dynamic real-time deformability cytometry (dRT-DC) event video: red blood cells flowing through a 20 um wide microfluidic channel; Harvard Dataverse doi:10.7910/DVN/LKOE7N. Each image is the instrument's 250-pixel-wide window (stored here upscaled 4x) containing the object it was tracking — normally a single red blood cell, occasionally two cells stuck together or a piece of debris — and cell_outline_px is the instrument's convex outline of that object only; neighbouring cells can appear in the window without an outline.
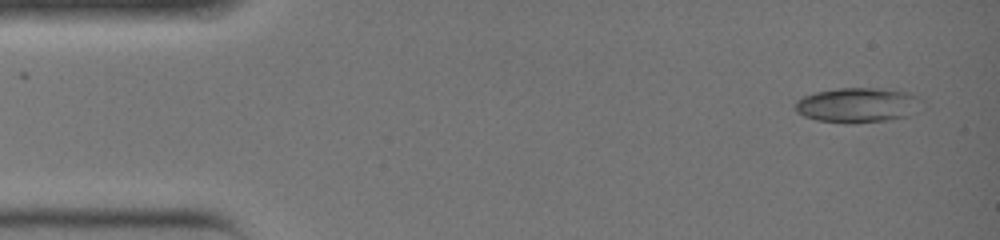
{"species": "common noctule bat (a hibernating species)", "species_latin": "Nyctalus noctula", "temperature_condition": "warm", "stored_images_in_passage": 4, "camera_frame_rate_fps": 3000, "um_per_image_px": 0.085, "animal": {"sex": "female", "body_mass_g": 19.0, "forearm_length_mm": 51.5}, "frame": {"image": 1, "passage_image": 1, "time_ms": 0.0, "image_size_px": [1000, 240], "cell_outline_px": [[924, 100], [908, 116], [888, 120], [852, 124], [848, 124], [816, 120], [804, 116], [796, 112], [796, 100], [804, 96], [816, 92], [836, 88], [880, 88], [908, 92], [920, 96]], "centroid_in_image_um": [72.9, 8.93], "position_along_channel_um": 12.1, "area_um2": 25.89}}